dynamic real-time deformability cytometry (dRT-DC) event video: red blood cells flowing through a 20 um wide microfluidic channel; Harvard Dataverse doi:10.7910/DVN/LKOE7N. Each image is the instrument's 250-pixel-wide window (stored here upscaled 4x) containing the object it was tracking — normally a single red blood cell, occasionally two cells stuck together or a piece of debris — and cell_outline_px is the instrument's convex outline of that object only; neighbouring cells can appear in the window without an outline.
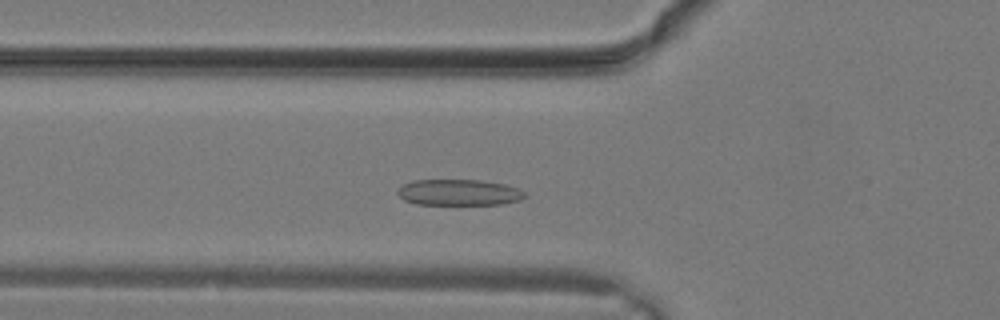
{"species": "common noctule bat (a hibernating species)", "species_latin": "Nyctalus noctula", "temperature_condition": "warm", "stored_images_in_passage": 26, "camera_frame_rate_fps": 3000, "um_per_image_px": 0.085, "animal": {"sex": "male", "body_mass_g": 19.2, "forearm_length_mm": 51.8}, "frame": {"image": 1, "passage_image": 6, "time_ms": 1.667, "image_size_px": [1000, 320], "cell_outline_px": [[528, 196], [520, 200], [500, 204], [416, 204], [404, 200], [396, 192], [404, 184], [412, 180], [484, 180], [504, 184], [516, 188], [524, 192]], "centroid_in_image_um": [39.01, 16.35], "position_along_channel_um": 86.8, "area_um2": 19.25}}
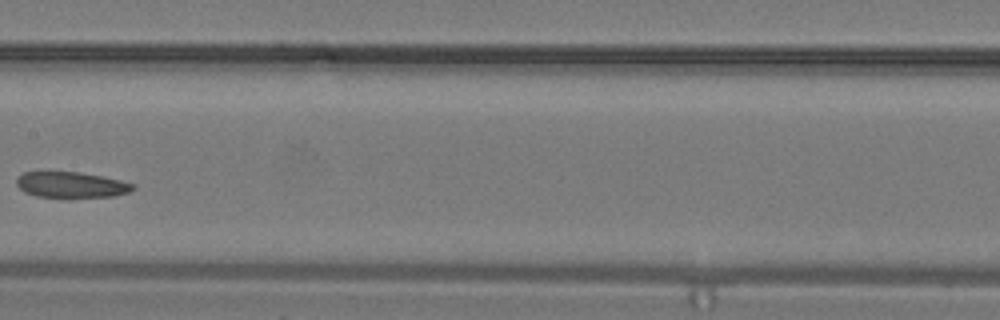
{"frame": {"image": 2, "passage_image": 11, "time_ms": 3.333, "image_size_px": [1000, 320], "cell_outline_px": [[136, 188], [128, 192], [112, 196], [68, 200], [64, 200], [36, 196], [24, 192], [16, 184], [16, 176], [24, 172], [80, 172], [120, 180], [136, 184]], "centroid_in_image_um": [6.04, 15.75], "position_along_channel_um": 201.4, "area_um2": 18.32}}
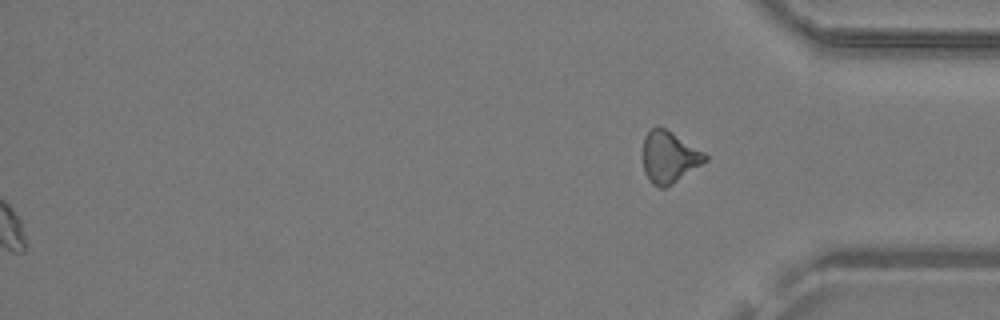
{"frame": {"image": 3, "passage_image": 26, "time_ms": 8.333, "image_size_px": [1000, 320], "cell_outline_px": [[708, 160], [672, 184], [664, 188], [660, 188], [652, 184], [648, 180], [644, 172], [640, 156], [644, 136], [652, 128], [664, 128], [704, 152], [708, 156]], "centroid_in_image_um": [56.82, 13.38], "position_along_channel_um": 378.4, "area_um2": 18.9}}